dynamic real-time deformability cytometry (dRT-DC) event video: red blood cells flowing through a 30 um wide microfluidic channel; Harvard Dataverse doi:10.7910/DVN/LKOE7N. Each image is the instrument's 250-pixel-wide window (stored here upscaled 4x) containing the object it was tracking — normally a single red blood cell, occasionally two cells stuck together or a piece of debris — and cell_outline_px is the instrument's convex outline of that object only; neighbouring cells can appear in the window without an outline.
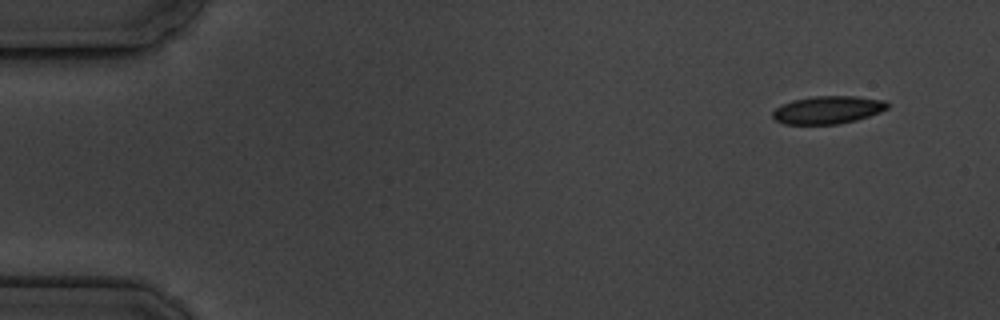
{"species": "common noctule bat (a hibernating species)", "species_latin": "Nyctalus noctula", "temperature_condition": "cold", "stored_images_in_passage": 4, "camera_frame_rate_fps": 3000, "um_per_image_px": 0.085, "animal": {"sex": "male", "body_mass_g": 19.5, "forearm_length_mm": 54.6}, "frame": {"image": 1, "passage_image": 1, "time_ms": 0.0, "image_size_px": [1000, 320], "cell_outline_px": [[888, 108], [880, 112], [856, 120], [836, 124], [784, 124], [776, 120], [772, 116], [772, 112], [776, 108], [792, 100], [816, 96], [856, 96], [888, 100]], "centroid_in_image_um": [70.39, 9.33], "position_along_channel_um": 14.6, "area_um2": 18.55}}
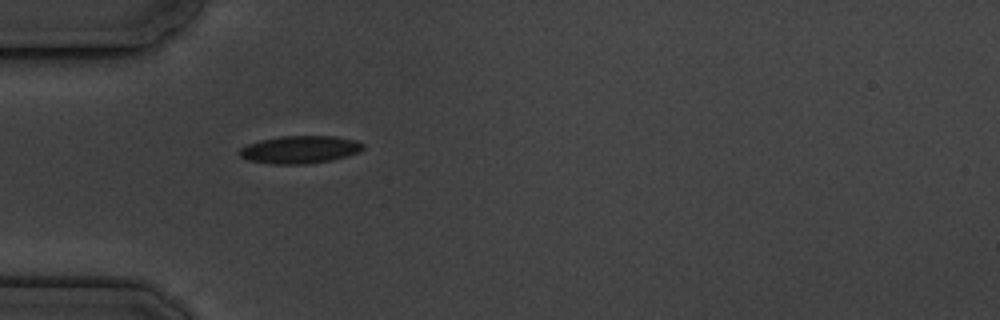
{"frame": {"image": 2, "passage_image": 4, "time_ms": 4.333, "image_size_px": [1000, 320], "cell_outline_px": [[364, 148], [360, 152], [348, 156], [332, 160], [308, 164], [272, 164], [248, 160], [240, 156], [240, 148], [248, 144], [260, 140], [280, 136], [336, 136], [356, 140], [364, 144]], "centroid_in_image_um": [25.53, 12.71], "position_along_channel_um": 59.5, "area_um2": 20.06}}